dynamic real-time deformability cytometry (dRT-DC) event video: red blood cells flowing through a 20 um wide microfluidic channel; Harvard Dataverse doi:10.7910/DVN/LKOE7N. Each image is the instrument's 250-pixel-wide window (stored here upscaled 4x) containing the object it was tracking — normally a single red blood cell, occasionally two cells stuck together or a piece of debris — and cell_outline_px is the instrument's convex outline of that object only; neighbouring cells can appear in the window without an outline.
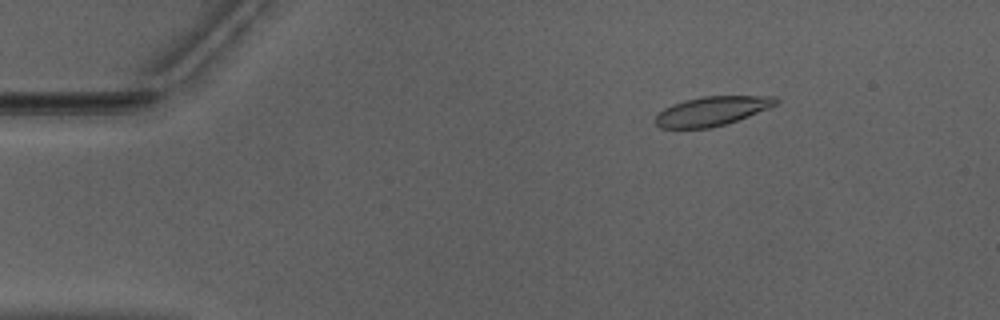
{"species": "Egyptian fruit bat (a non-hibernating species)", "species_latin": "Rousettus aegyptiacus", "temperature_condition": "warm", "stored_images_in_passage": 52, "camera_frame_rate_fps": 3000, "um_per_image_px": 0.085, "animal": {"sex": "male"}, "frame": {"image": 1, "passage_image": 8, "time_ms": 2.333, "image_size_px": [1000, 320], "cell_outline_px": [[780, 100], [776, 104], [768, 108], [748, 116], [712, 128], [660, 128], [652, 120], [664, 108], [672, 104], [684, 100], [700, 96], [776, 96]], "centroid_in_image_um": [60.48, 9.43], "position_along_channel_um": 24.5, "area_um2": 20.52}}
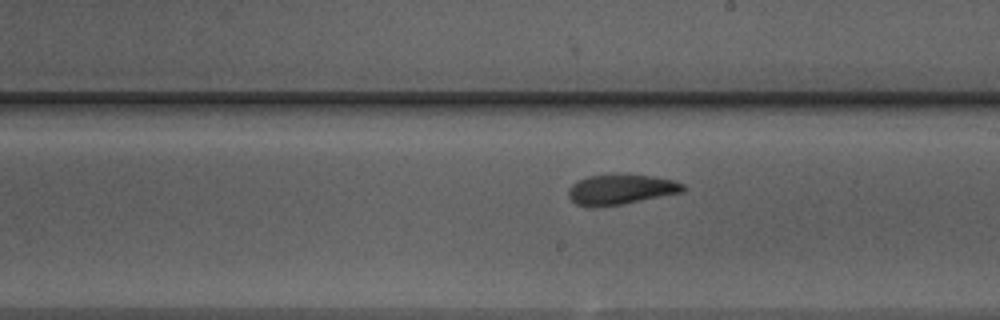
{"frame": {"image": 2, "passage_image": 30, "time_ms": 9.667, "image_size_px": [1000, 320], "cell_outline_px": [[688, 188], [684, 192], [624, 204], [596, 208], [588, 208], [576, 204], [568, 196], [568, 188], [572, 184], [588, 176], [652, 176], [672, 180], [684, 184]], "centroid_in_image_um": [52.77, 16.15], "position_along_channel_um": 236.2, "area_um2": 20.0}}
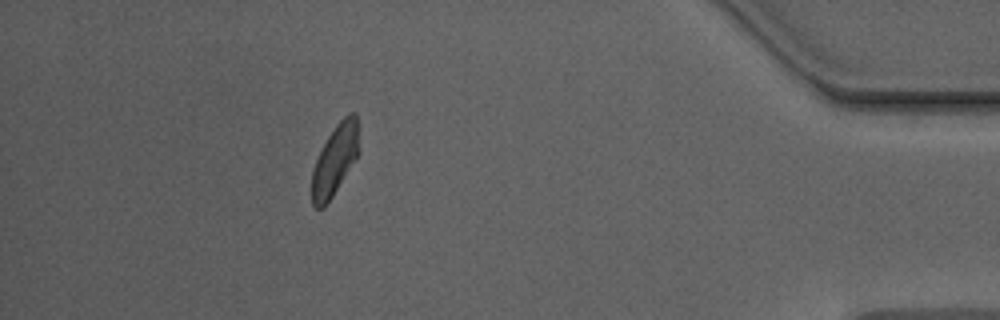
{"frame": {"image": 3, "passage_image": 47, "time_ms": 15.333, "image_size_px": [1000, 320], "cell_outline_px": [[356, 160], [324, 208], [316, 208], [312, 204], [312, 172], [316, 160], [328, 136], [336, 124], [348, 112], [356, 112]], "centroid_in_image_um": [28.43, 13.63], "position_along_channel_um": 406.8, "area_um2": 18.67}, "authors_computed_cell_mechanics": {"area_um2": 20.5768, "velocity_mm_per_s": 3.9365, "shape_relaxation_time_tau1_ms": 4.7806, "shape_relaxation_time_tau2_ms": 1.9767, "deformation_change_tau1": 0.1756, "deformation_change_tau2": 0.096}}